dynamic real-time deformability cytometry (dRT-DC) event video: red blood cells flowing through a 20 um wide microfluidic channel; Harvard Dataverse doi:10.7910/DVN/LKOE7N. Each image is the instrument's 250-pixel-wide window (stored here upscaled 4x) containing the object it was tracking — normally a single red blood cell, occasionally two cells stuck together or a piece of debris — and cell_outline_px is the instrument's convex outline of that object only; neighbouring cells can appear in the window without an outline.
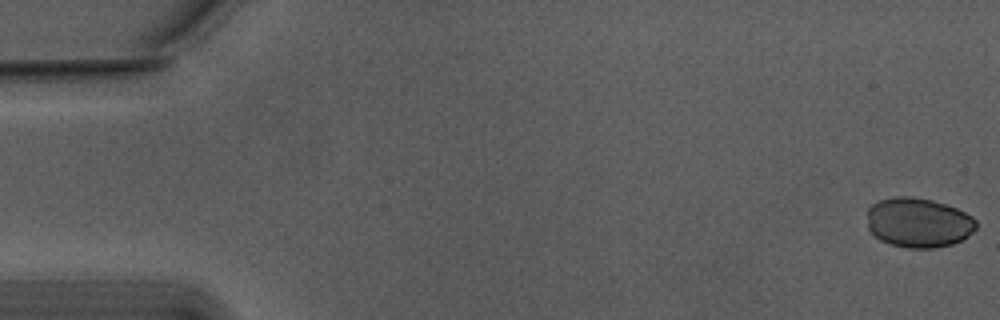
{"species": "Egyptian fruit bat (a non-hibernating species)", "species_latin": "Rousettus aegyptiacus", "temperature_condition": "warm", "stored_images_in_passage": 13, "camera_frame_rate_fps": 3000, "um_per_image_px": 0.085, "animal": {"sex": "male"}, "frame": {"image": 1, "passage_image": 1, "time_ms": 0.0, "image_size_px": [1000, 320], "cell_outline_px": [[976, 228], [968, 236], [952, 244], [932, 248], [908, 248], [888, 244], [880, 240], [868, 228], [868, 208], [872, 204], [880, 200], [896, 196], [912, 196], [932, 200], [956, 208], [972, 216], [976, 220]], "centroid_in_image_um": [78.06, 18.92], "position_along_channel_um": 6.9, "area_um2": 31.56}}